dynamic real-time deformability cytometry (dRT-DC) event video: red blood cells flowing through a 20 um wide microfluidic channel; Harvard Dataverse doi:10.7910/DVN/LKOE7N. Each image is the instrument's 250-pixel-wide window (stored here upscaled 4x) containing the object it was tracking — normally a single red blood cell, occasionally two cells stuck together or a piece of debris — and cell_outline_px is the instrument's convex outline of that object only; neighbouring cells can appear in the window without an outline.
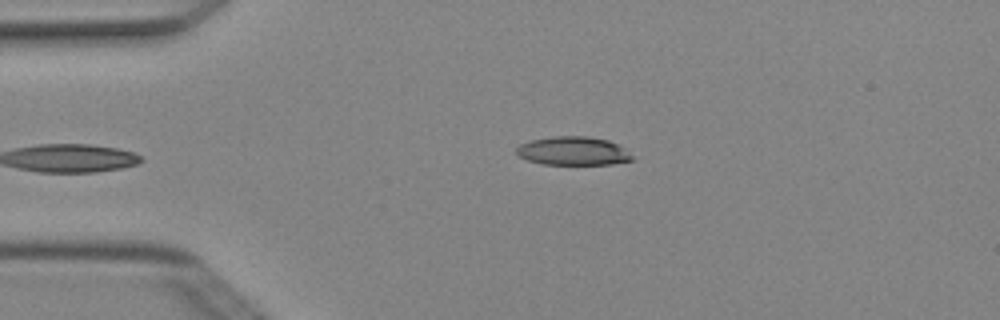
{"species": "Egyptian fruit bat (a non-hibernating species)", "species_latin": "Rousettus aegyptiacus", "temperature_condition": "cold", "stored_images_in_passage": 5, "camera_frame_rate_fps": 3000, "um_per_image_px": 0.085, "animal": {"sex": "female"}, "frame": {"image": 1, "passage_image": 5, "time_ms": 1.333, "image_size_px": [1000, 320], "cell_outline_px": [[632, 160], [612, 164], [540, 164], [528, 160], [520, 156], [516, 152], [516, 148], [520, 144], [532, 140], [552, 136], [584, 136], [608, 140], [624, 148], [632, 156]], "centroid_in_image_um": [48.69, 12.83], "position_along_channel_um": 36.3, "area_um2": 19.07}}